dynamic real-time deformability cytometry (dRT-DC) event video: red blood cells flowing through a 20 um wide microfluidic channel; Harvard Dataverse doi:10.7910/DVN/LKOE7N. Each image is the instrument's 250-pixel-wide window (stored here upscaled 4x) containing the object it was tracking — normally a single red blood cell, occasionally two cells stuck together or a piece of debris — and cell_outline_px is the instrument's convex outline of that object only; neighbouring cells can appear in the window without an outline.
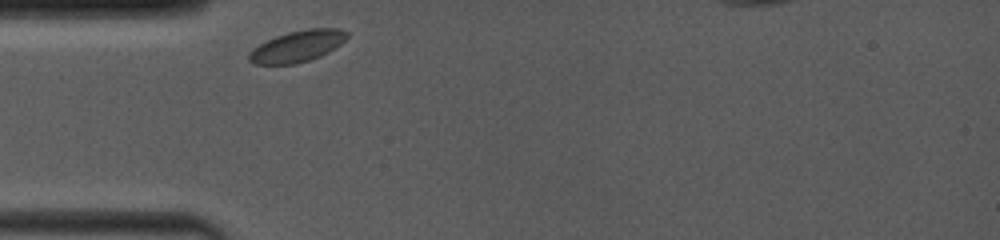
{"species": "common noctule bat (a hibernating species)", "species_latin": "Nyctalus noctula", "temperature_condition": "room temperature", "stored_images_in_passage": 13, "camera_frame_rate_fps": 4000, "um_per_image_px": 0.085, "animal": {"sex": "female", "body_mass_g": 19.0, "forearm_length_mm": 53.3}, "frame": {"image": 1, "passage_image": 1, "time_ms": 0.0, "image_size_px": [1000, 240], "cell_outline_px": [[348, 36], [340, 44], [328, 52], [320, 56], [296, 64], [252, 64], [248, 60], [248, 52], [252, 48], [276, 36], [288, 32], [308, 28], [340, 28], [348, 32]], "centroid_in_image_um": [25.26, 3.93], "position_along_channel_um": 59.7, "area_um2": 17.92}}
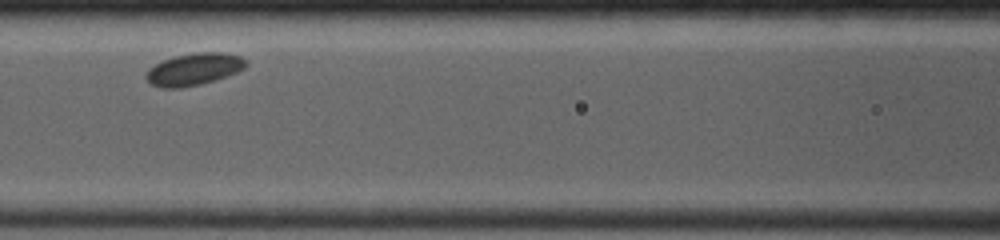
{"frame": {"image": 2, "passage_image": 8, "time_ms": 2.5, "image_size_px": [1000, 240], "cell_outline_px": [[248, 64], [244, 68], [236, 72], [200, 84], [180, 88], [160, 88], [152, 84], [144, 76], [148, 68], [164, 60], [176, 56], [196, 52], [228, 52], [240, 56]], "centroid_in_image_um": [16.47, 5.87], "position_along_channel_um": 150.1, "area_um2": 18.5}}
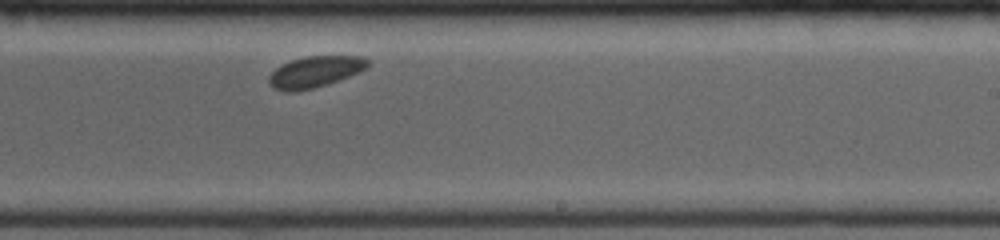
{"frame": {"image": 3, "passage_image": 13, "time_ms": 5.5, "image_size_px": [1000, 240], "cell_outline_px": [[368, 64], [364, 68], [348, 76], [312, 88], [296, 92], [284, 92], [272, 88], [268, 84], [268, 76], [276, 68], [292, 60], [304, 56], [364, 56], [368, 60]], "centroid_in_image_um": [26.69, 6.11], "position_along_channel_um": 262.3, "area_um2": 17.69}}